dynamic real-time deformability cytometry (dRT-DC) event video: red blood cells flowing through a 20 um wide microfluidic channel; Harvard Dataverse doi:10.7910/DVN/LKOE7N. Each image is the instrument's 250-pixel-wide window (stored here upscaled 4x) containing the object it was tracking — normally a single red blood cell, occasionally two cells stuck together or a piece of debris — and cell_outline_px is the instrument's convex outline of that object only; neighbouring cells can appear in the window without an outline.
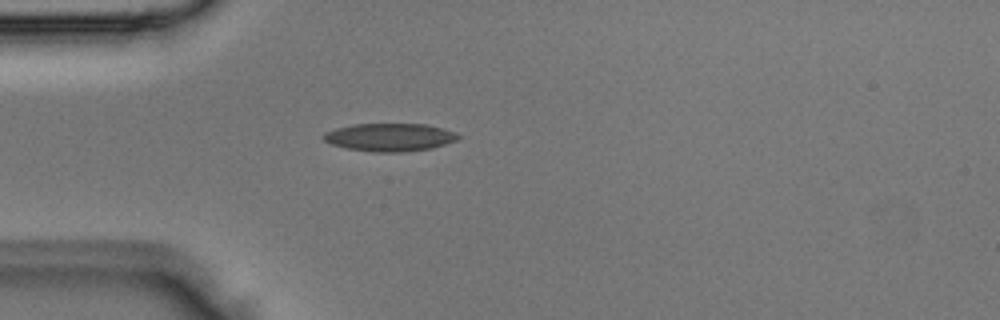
{"species": "Egyptian fruit bat (a non-hibernating species)", "species_latin": "Rousettus aegyptiacus", "temperature_condition": "room temperature", "stored_images_in_passage": 3, "camera_frame_rate_fps": 3000, "um_per_image_px": 0.085, "animal": {"sex": "male"}, "frame": {"image": 1, "passage_image": 3, "time_ms": 0.667, "image_size_px": [1000, 320], "cell_outline_px": [[460, 136], [456, 140], [432, 148], [400, 152], [372, 152], [348, 148], [332, 144], [324, 140], [320, 136], [324, 132], [336, 128], [352, 124], [424, 124], [456, 132]], "centroid_in_image_um": [33.08, 11.66], "position_along_channel_um": 51.9, "area_um2": 21.79}}